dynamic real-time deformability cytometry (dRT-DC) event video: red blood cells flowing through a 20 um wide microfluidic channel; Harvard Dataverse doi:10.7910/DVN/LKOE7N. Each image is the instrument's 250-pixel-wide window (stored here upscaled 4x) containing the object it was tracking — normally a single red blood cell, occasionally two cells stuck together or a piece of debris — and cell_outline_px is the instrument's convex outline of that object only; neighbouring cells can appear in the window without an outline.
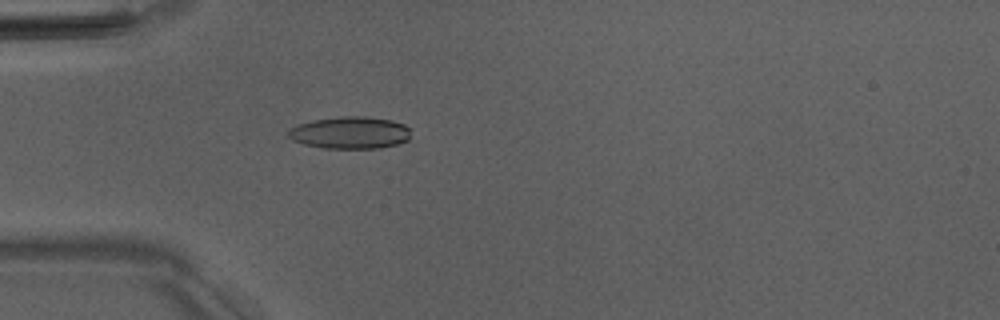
{"species": "Egyptian fruit bat (a non-hibernating species)", "species_latin": "Rousettus aegyptiacus", "temperature_condition": "room temperature", "stored_images_in_passage": 52, "camera_frame_rate_fps": 3000, "um_per_image_px": 0.085, "animal": {"sex": "male"}, "frame": {"image": 1, "passage_image": 16, "time_ms": 5.0, "image_size_px": [1000, 320], "cell_outline_px": [[408, 140], [396, 144], [380, 148], [324, 148], [304, 144], [292, 140], [288, 136], [288, 132], [292, 128], [300, 124], [312, 120], [344, 116], [364, 116], [392, 120], [404, 124], [408, 128]], "centroid_in_image_um": [29.75, 11.28], "position_along_channel_um": 55.2, "area_um2": 22.72}}
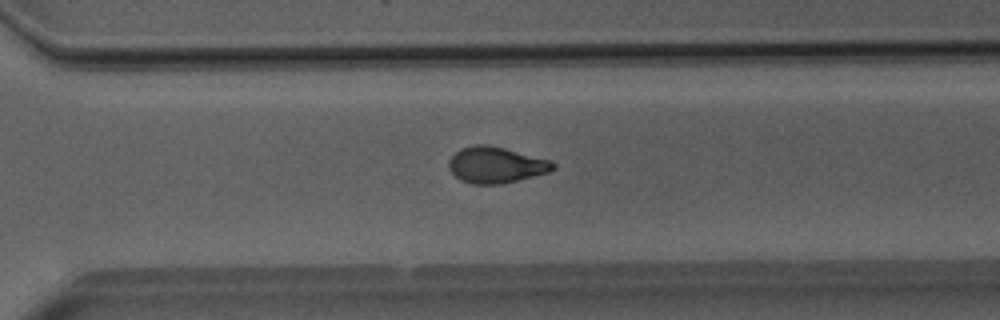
{"frame": {"image": 2, "passage_image": 37, "time_ms": 12.0, "image_size_px": [1000, 320], "cell_outline_px": [[556, 168], [548, 172], [500, 184], [472, 184], [460, 180], [448, 168], [448, 160], [460, 148], [476, 144], [484, 144], [504, 148], [552, 160], [556, 164]], "centroid_in_image_um": [42.15, 14.01], "position_along_channel_um": 328.5, "area_um2": 21.91}}
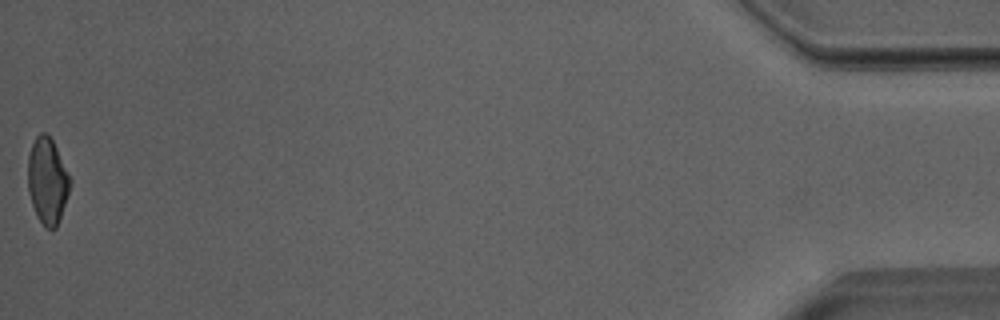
{"frame": {"image": 3, "passage_image": 52, "time_ms": 17.0, "image_size_px": [1000, 320], "cell_outline_px": [[72, 180], [56, 228], [44, 228], [36, 216], [28, 192], [28, 156], [32, 144], [36, 136], [40, 132], [48, 132]], "centroid_in_image_um": [4.01, 15.35], "position_along_channel_um": 431.2, "area_um2": 21.04}, "authors_computed_cell_mechanics": {"area_um2": 22.1085, "velocity_mm_per_s": 4.0246, "shape_relaxation_time_tau1_ms": 5.06, "shape_relaxation_time_tau2_ms": 1.8624, "deformation_change_tau1": 0.1598, "deformation_change_tau2": 0.0766}}